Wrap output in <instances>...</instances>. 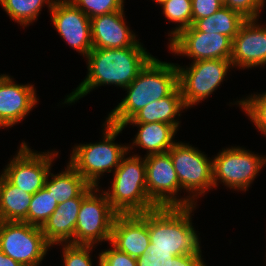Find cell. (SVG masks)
Instances as JSON below:
<instances>
[{
    "mask_svg": "<svg viewBox=\"0 0 266 266\" xmlns=\"http://www.w3.org/2000/svg\"><path fill=\"white\" fill-rule=\"evenodd\" d=\"M153 58L144 47L93 48L86 57V78L72 91L63 104H72L98 86L127 87Z\"/></svg>",
    "mask_w": 266,
    "mask_h": 266,
    "instance_id": "cell-1",
    "label": "cell"
},
{
    "mask_svg": "<svg viewBox=\"0 0 266 266\" xmlns=\"http://www.w3.org/2000/svg\"><path fill=\"white\" fill-rule=\"evenodd\" d=\"M177 87L176 64L153 57L138 76L124 88L127 95L109 113L106 121L116 126H123L140 109L169 96Z\"/></svg>",
    "mask_w": 266,
    "mask_h": 266,
    "instance_id": "cell-2",
    "label": "cell"
},
{
    "mask_svg": "<svg viewBox=\"0 0 266 266\" xmlns=\"http://www.w3.org/2000/svg\"><path fill=\"white\" fill-rule=\"evenodd\" d=\"M188 207H157L147 211L150 246L154 250L170 251L175 256L202 255L199 236L192 225Z\"/></svg>",
    "mask_w": 266,
    "mask_h": 266,
    "instance_id": "cell-3",
    "label": "cell"
},
{
    "mask_svg": "<svg viewBox=\"0 0 266 266\" xmlns=\"http://www.w3.org/2000/svg\"><path fill=\"white\" fill-rule=\"evenodd\" d=\"M128 154L113 172L111 187L103 190L118 215L142 214L157 208L147 193L145 156L126 157Z\"/></svg>",
    "mask_w": 266,
    "mask_h": 266,
    "instance_id": "cell-4",
    "label": "cell"
},
{
    "mask_svg": "<svg viewBox=\"0 0 266 266\" xmlns=\"http://www.w3.org/2000/svg\"><path fill=\"white\" fill-rule=\"evenodd\" d=\"M103 126V140L98 143L74 146L68 162L90 185L95 187H99L100 177L106 172H114L121 159L128 153L126 144L120 145L114 142L124 128L110 124L106 120Z\"/></svg>",
    "mask_w": 266,
    "mask_h": 266,
    "instance_id": "cell-5",
    "label": "cell"
},
{
    "mask_svg": "<svg viewBox=\"0 0 266 266\" xmlns=\"http://www.w3.org/2000/svg\"><path fill=\"white\" fill-rule=\"evenodd\" d=\"M212 158L214 187L221 182L235 191L246 192L262 167L266 166L264 155L259 156L240 146L223 148Z\"/></svg>",
    "mask_w": 266,
    "mask_h": 266,
    "instance_id": "cell-6",
    "label": "cell"
},
{
    "mask_svg": "<svg viewBox=\"0 0 266 266\" xmlns=\"http://www.w3.org/2000/svg\"><path fill=\"white\" fill-rule=\"evenodd\" d=\"M94 187L81 203L75 226L74 244L96 245L110 242L112 226L118 215L103 190ZM101 192V193H100Z\"/></svg>",
    "mask_w": 266,
    "mask_h": 266,
    "instance_id": "cell-7",
    "label": "cell"
},
{
    "mask_svg": "<svg viewBox=\"0 0 266 266\" xmlns=\"http://www.w3.org/2000/svg\"><path fill=\"white\" fill-rule=\"evenodd\" d=\"M176 66L178 86L187 109L207 99L233 68L230 60L222 59L199 60L192 62L189 67H181L179 64Z\"/></svg>",
    "mask_w": 266,
    "mask_h": 266,
    "instance_id": "cell-8",
    "label": "cell"
},
{
    "mask_svg": "<svg viewBox=\"0 0 266 266\" xmlns=\"http://www.w3.org/2000/svg\"><path fill=\"white\" fill-rule=\"evenodd\" d=\"M51 247L41 227L27 222L0 221V249L22 266H39Z\"/></svg>",
    "mask_w": 266,
    "mask_h": 266,
    "instance_id": "cell-9",
    "label": "cell"
},
{
    "mask_svg": "<svg viewBox=\"0 0 266 266\" xmlns=\"http://www.w3.org/2000/svg\"><path fill=\"white\" fill-rule=\"evenodd\" d=\"M168 152L181 189L191 192L189 198L197 203L199 196L214 188L212 159L184 142H176Z\"/></svg>",
    "mask_w": 266,
    "mask_h": 266,
    "instance_id": "cell-10",
    "label": "cell"
},
{
    "mask_svg": "<svg viewBox=\"0 0 266 266\" xmlns=\"http://www.w3.org/2000/svg\"><path fill=\"white\" fill-rule=\"evenodd\" d=\"M146 186L150 200L157 207H188L198 205L188 196L179 198V180L169 152L145 156Z\"/></svg>",
    "mask_w": 266,
    "mask_h": 266,
    "instance_id": "cell-11",
    "label": "cell"
},
{
    "mask_svg": "<svg viewBox=\"0 0 266 266\" xmlns=\"http://www.w3.org/2000/svg\"><path fill=\"white\" fill-rule=\"evenodd\" d=\"M59 152L32 151L25 141L1 172L13 185L24 192L35 194L44 187L52 163Z\"/></svg>",
    "mask_w": 266,
    "mask_h": 266,
    "instance_id": "cell-12",
    "label": "cell"
},
{
    "mask_svg": "<svg viewBox=\"0 0 266 266\" xmlns=\"http://www.w3.org/2000/svg\"><path fill=\"white\" fill-rule=\"evenodd\" d=\"M168 48L177 56L192 58L193 62L210 59L230 60L232 40L223 34L198 31L192 25L176 34L170 40Z\"/></svg>",
    "mask_w": 266,
    "mask_h": 266,
    "instance_id": "cell-13",
    "label": "cell"
},
{
    "mask_svg": "<svg viewBox=\"0 0 266 266\" xmlns=\"http://www.w3.org/2000/svg\"><path fill=\"white\" fill-rule=\"evenodd\" d=\"M50 15L61 38L86 58L93 49L90 18L69 0H55Z\"/></svg>",
    "mask_w": 266,
    "mask_h": 266,
    "instance_id": "cell-14",
    "label": "cell"
},
{
    "mask_svg": "<svg viewBox=\"0 0 266 266\" xmlns=\"http://www.w3.org/2000/svg\"><path fill=\"white\" fill-rule=\"evenodd\" d=\"M258 21L246 19L233 38L230 58L233 68L244 70L266 65V24L263 27Z\"/></svg>",
    "mask_w": 266,
    "mask_h": 266,
    "instance_id": "cell-15",
    "label": "cell"
},
{
    "mask_svg": "<svg viewBox=\"0 0 266 266\" xmlns=\"http://www.w3.org/2000/svg\"><path fill=\"white\" fill-rule=\"evenodd\" d=\"M8 74L0 75V128L20 123L37 105L33 84H18Z\"/></svg>",
    "mask_w": 266,
    "mask_h": 266,
    "instance_id": "cell-16",
    "label": "cell"
},
{
    "mask_svg": "<svg viewBox=\"0 0 266 266\" xmlns=\"http://www.w3.org/2000/svg\"><path fill=\"white\" fill-rule=\"evenodd\" d=\"M109 243L134 258L147 252L150 245L147 211L142 214L117 215Z\"/></svg>",
    "mask_w": 266,
    "mask_h": 266,
    "instance_id": "cell-17",
    "label": "cell"
},
{
    "mask_svg": "<svg viewBox=\"0 0 266 266\" xmlns=\"http://www.w3.org/2000/svg\"><path fill=\"white\" fill-rule=\"evenodd\" d=\"M124 8L90 19L93 48L143 47L125 22Z\"/></svg>",
    "mask_w": 266,
    "mask_h": 266,
    "instance_id": "cell-18",
    "label": "cell"
},
{
    "mask_svg": "<svg viewBox=\"0 0 266 266\" xmlns=\"http://www.w3.org/2000/svg\"><path fill=\"white\" fill-rule=\"evenodd\" d=\"M95 186L89 185L78 197L58 203L57 208L41 227L45 240L51 245L74 244L75 226L83 198Z\"/></svg>",
    "mask_w": 266,
    "mask_h": 266,
    "instance_id": "cell-19",
    "label": "cell"
},
{
    "mask_svg": "<svg viewBox=\"0 0 266 266\" xmlns=\"http://www.w3.org/2000/svg\"><path fill=\"white\" fill-rule=\"evenodd\" d=\"M127 125L137 126L138 132L133 139L132 146L129 144L128 151L135 146L147 150V155L168 152L176 143L173 140L178 129L174 125L166 123H124L123 128Z\"/></svg>",
    "mask_w": 266,
    "mask_h": 266,
    "instance_id": "cell-20",
    "label": "cell"
},
{
    "mask_svg": "<svg viewBox=\"0 0 266 266\" xmlns=\"http://www.w3.org/2000/svg\"><path fill=\"white\" fill-rule=\"evenodd\" d=\"M187 108L184 105L179 86L169 95L162 99L151 102L140 109L125 123H166L179 129L180 113ZM178 117V118H176Z\"/></svg>",
    "mask_w": 266,
    "mask_h": 266,
    "instance_id": "cell-21",
    "label": "cell"
},
{
    "mask_svg": "<svg viewBox=\"0 0 266 266\" xmlns=\"http://www.w3.org/2000/svg\"><path fill=\"white\" fill-rule=\"evenodd\" d=\"M32 194L13 185L2 173L0 174V221L28 223V208Z\"/></svg>",
    "mask_w": 266,
    "mask_h": 266,
    "instance_id": "cell-22",
    "label": "cell"
},
{
    "mask_svg": "<svg viewBox=\"0 0 266 266\" xmlns=\"http://www.w3.org/2000/svg\"><path fill=\"white\" fill-rule=\"evenodd\" d=\"M67 164L66 169L59 174L49 171L44 183V187L52 193L57 203L78 197L90 185L69 163Z\"/></svg>",
    "mask_w": 266,
    "mask_h": 266,
    "instance_id": "cell-23",
    "label": "cell"
},
{
    "mask_svg": "<svg viewBox=\"0 0 266 266\" xmlns=\"http://www.w3.org/2000/svg\"><path fill=\"white\" fill-rule=\"evenodd\" d=\"M245 20L239 12L223 6L211 16L197 20L193 26L198 31L223 34L233 40Z\"/></svg>",
    "mask_w": 266,
    "mask_h": 266,
    "instance_id": "cell-24",
    "label": "cell"
},
{
    "mask_svg": "<svg viewBox=\"0 0 266 266\" xmlns=\"http://www.w3.org/2000/svg\"><path fill=\"white\" fill-rule=\"evenodd\" d=\"M55 0H0V5L7 15L22 27L35 22L45 4L51 11Z\"/></svg>",
    "mask_w": 266,
    "mask_h": 266,
    "instance_id": "cell-25",
    "label": "cell"
},
{
    "mask_svg": "<svg viewBox=\"0 0 266 266\" xmlns=\"http://www.w3.org/2000/svg\"><path fill=\"white\" fill-rule=\"evenodd\" d=\"M165 18L177 25L169 33V41L183 29L192 26V0H166L160 4Z\"/></svg>",
    "mask_w": 266,
    "mask_h": 266,
    "instance_id": "cell-26",
    "label": "cell"
},
{
    "mask_svg": "<svg viewBox=\"0 0 266 266\" xmlns=\"http://www.w3.org/2000/svg\"><path fill=\"white\" fill-rule=\"evenodd\" d=\"M58 203L45 187L33 194L28 208V224L42 227L57 208Z\"/></svg>",
    "mask_w": 266,
    "mask_h": 266,
    "instance_id": "cell-27",
    "label": "cell"
},
{
    "mask_svg": "<svg viewBox=\"0 0 266 266\" xmlns=\"http://www.w3.org/2000/svg\"><path fill=\"white\" fill-rule=\"evenodd\" d=\"M246 98L236 101L235 105L238 104L259 132L266 136V92L253 93Z\"/></svg>",
    "mask_w": 266,
    "mask_h": 266,
    "instance_id": "cell-28",
    "label": "cell"
},
{
    "mask_svg": "<svg viewBox=\"0 0 266 266\" xmlns=\"http://www.w3.org/2000/svg\"><path fill=\"white\" fill-rule=\"evenodd\" d=\"M59 245L64 246L61 247L64 266H93L90 253L95 248L94 245L71 243H60ZM98 260V266H100V256H98Z\"/></svg>",
    "mask_w": 266,
    "mask_h": 266,
    "instance_id": "cell-29",
    "label": "cell"
},
{
    "mask_svg": "<svg viewBox=\"0 0 266 266\" xmlns=\"http://www.w3.org/2000/svg\"><path fill=\"white\" fill-rule=\"evenodd\" d=\"M90 19L96 16L121 11L125 0H69Z\"/></svg>",
    "mask_w": 266,
    "mask_h": 266,
    "instance_id": "cell-30",
    "label": "cell"
},
{
    "mask_svg": "<svg viewBox=\"0 0 266 266\" xmlns=\"http://www.w3.org/2000/svg\"><path fill=\"white\" fill-rule=\"evenodd\" d=\"M265 0H225L223 5L239 12L246 19H259Z\"/></svg>",
    "mask_w": 266,
    "mask_h": 266,
    "instance_id": "cell-31",
    "label": "cell"
},
{
    "mask_svg": "<svg viewBox=\"0 0 266 266\" xmlns=\"http://www.w3.org/2000/svg\"><path fill=\"white\" fill-rule=\"evenodd\" d=\"M111 248L101 251L100 266H137V260L134 257L118 250L112 244Z\"/></svg>",
    "mask_w": 266,
    "mask_h": 266,
    "instance_id": "cell-32",
    "label": "cell"
},
{
    "mask_svg": "<svg viewBox=\"0 0 266 266\" xmlns=\"http://www.w3.org/2000/svg\"><path fill=\"white\" fill-rule=\"evenodd\" d=\"M176 256L170 251L154 250L150 245L147 252L136 258L137 266H168Z\"/></svg>",
    "mask_w": 266,
    "mask_h": 266,
    "instance_id": "cell-33",
    "label": "cell"
},
{
    "mask_svg": "<svg viewBox=\"0 0 266 266\" xmlns=\"http://www.w3.org/2000/svg\"><path fill=\"white\" fill-rule=\"evenodd\" d=\"M223 6L220 0H192V25L201 18L211 16Z\"/></svg>",
    "mask_w": 266,
    "mask_h": 266,
    "instance_id": "cell-34",
    "label": "cell"
},
{
    "mask_svg": "<svg viewBox=\"0 0 266 266\" xmlns=\"http://www.w3.org/2000/svg\"><path fill=\"white\" fill-rule=\"evenodd\" d=\"M202 255H180L170 261L168 266H207Z\"/></svg>",
    "mask_w": 266,
    "mask_h": 266,
    "instance_id": "cell-35",
    "label": "cell"
},
{
    "mask_svg": "<svg viewBox=\"0 0 266 266\" xmlns=\"http://www.w3.org/2000/svg\"><path fill=\"white\" fill-rule=\"evenodd\" d=\"M0 266H22L19 262L14 261L7 255H5L0 249Z\"/></svg>",
    "mask_w": 266,
    "mask_h": 266,
    "instance_id": "cell-36",
    "label": "cell"
},
{
    "mask_svg": "<svg viewBox=\"0 0 266 266\" xmlns=\"http://www.w3.org/2000/svg\"><path fill=\"white\" fill-rule=\"evenodd\" d=\"M155 1V3H157V4H161V3H163L164 1H166V0H154Z\"/></svg>",
    "mask_w": 266,
    "mask_h": 266,
    "instance_id": "cell-37",
    "label": "cell"
}]
</instances>
